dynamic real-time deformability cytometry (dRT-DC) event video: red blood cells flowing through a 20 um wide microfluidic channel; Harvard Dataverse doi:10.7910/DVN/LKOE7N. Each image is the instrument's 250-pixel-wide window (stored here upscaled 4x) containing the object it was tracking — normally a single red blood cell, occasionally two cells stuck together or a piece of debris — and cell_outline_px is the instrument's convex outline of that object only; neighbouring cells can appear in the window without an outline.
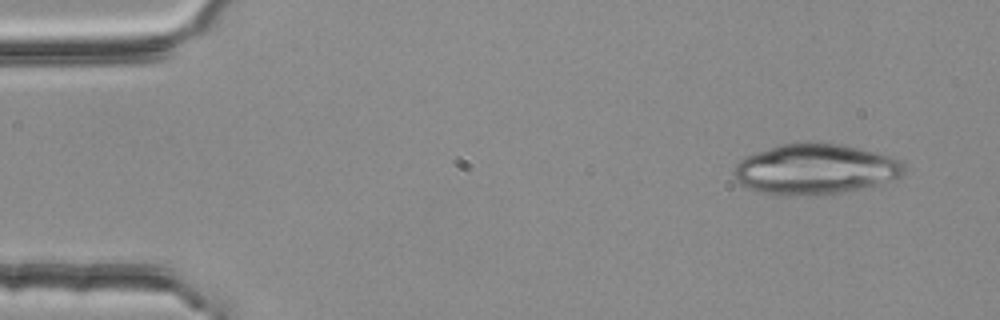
{"species": "common noctule bat (a hibernating species)", "species_latin": "Nyctalus noctula", "temperature_condition": "room temperature", "stored_images_in_passage": 3, "camera_frame_rate_fps": 3000, "um_per_image_px": 0.085, "animal": {"sex": "female", "body_mass_g": 25.1}, "frame": {"image": 1, "passage_image": 1, "time_ms": 0.0, "image_size_px": [1000, 320], "cell_outline_px": [[904, 176], [876, 184], [860, 188], [840, 192], [784, 196], [780, 196], [756, 192], [740, 184], [736, 180], [732, 172], [736, 164], [744, 156], [780, 144], [804, 140], [844, 144], [892, 156], [900, 160], [904, 164]], "centroid_in_image_um": [69.25, 14.35], "position_along_channel_um": 15.8, "area_um2": 50.63}}